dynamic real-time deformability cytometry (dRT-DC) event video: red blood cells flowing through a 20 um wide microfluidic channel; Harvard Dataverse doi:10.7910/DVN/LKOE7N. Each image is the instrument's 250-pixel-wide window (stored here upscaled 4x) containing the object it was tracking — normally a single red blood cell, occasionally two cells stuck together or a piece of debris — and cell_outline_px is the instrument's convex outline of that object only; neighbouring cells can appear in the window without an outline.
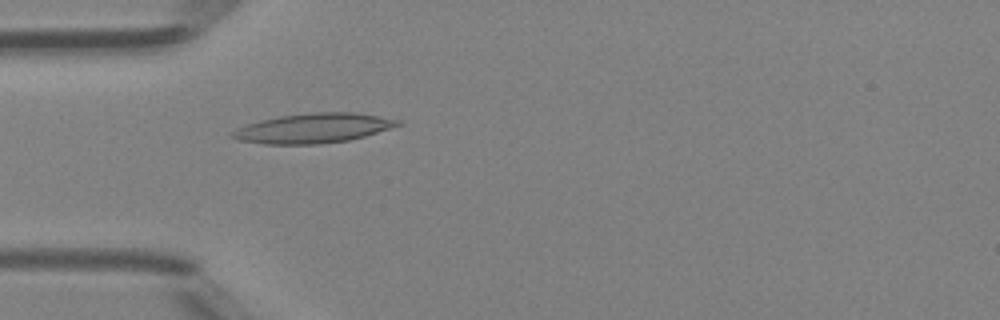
{"species": "Egyptian fruit bat (a non-hibernating species)", "species_latin": "Rousettus aegyptiacus", "temperature_condition": "room temperature", "stored_images_in_passage": 47, "camera_frame_rate_fps": 3000, "um_per_image_px": 0.085, "animal": {"sex": "female"}, "frame": {"image": 1, "passage_image": 14, "time_ms": 4.333, "image_size_px": [1000, 320], "cell_outline_px": [[400, 124], [364, 136], [348, 140], [320, 144], [264, 144], [240, 140], [228, 136], [236, 128], [260, 120], [280, 116], [312, 112], [356, 112], [380, 116], [400, 120]], "centroid_in_image_um": [26.59, 10.89], "position_along_channel_um": 58.4, "area_um2": 28.38}}
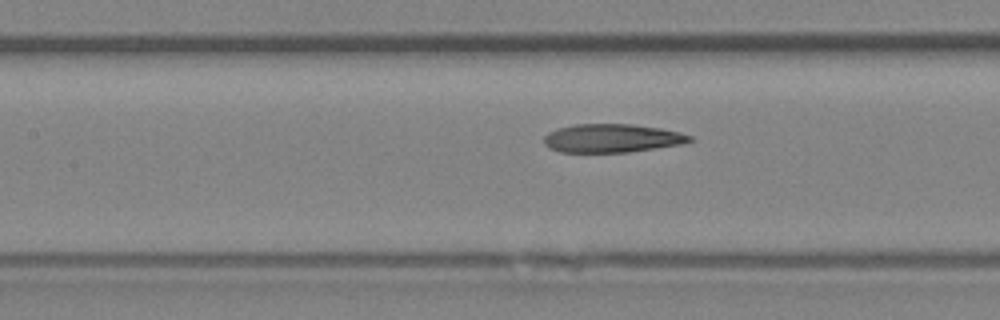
{"frame": {"image": 2, "passage_image": 21, "time_ms": 6.667, "image_size_px": [1000, 320], "cell_outline_px": [[696, 140], [684, 144], [628, 152], [560, 152], [548, 148], [544, 144], [544, 136], [548, 132], [560, 128], [576, 124], [632, 124], [660, 128], [680, 132], [692, 136]], "centroid_in_image_um": [52.05, 11.75], "position_along_channel_um": 155.3, "area_um2": 24.33}}
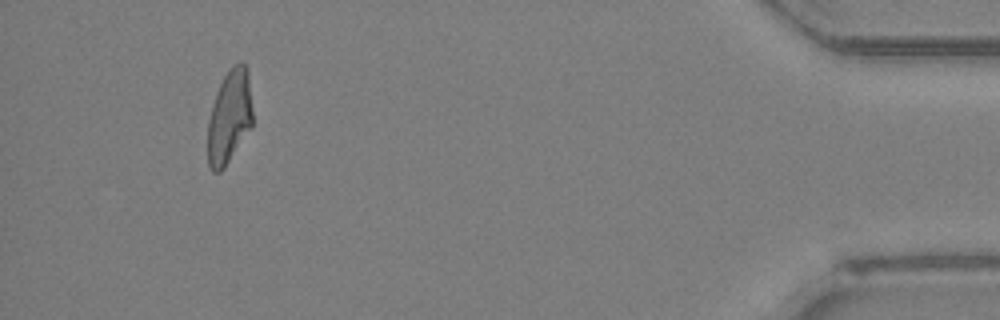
{"frame": {"image": 3, "passage_image": 44, "time_ms": 14.333, "image_size_px": [1000, 320], "cell_outline_px": [[252, 124], [224, 168], [220, 172], [212, 172], [208, 168], [208, 120], [212, 104], [216, 92], [224, 76], [232, 64], [240, 60], [248, 68], [252, 108]], "centroid_in_image_um": [19.49, 9.89], "position_along_channel_um": 415.7, "area_um2": 24.51}, "authors_computed_cell_mechanics": {"area_um2": 25.3164, "velocity_mm_per_s": 4.3185, "shape_relaxation_time_tau1_ms": null, "shape_relaxation_time_tau2_ms": 3.0251, "deformation_change_tau1": null, "deformation_change_tau2": 0.1259}}